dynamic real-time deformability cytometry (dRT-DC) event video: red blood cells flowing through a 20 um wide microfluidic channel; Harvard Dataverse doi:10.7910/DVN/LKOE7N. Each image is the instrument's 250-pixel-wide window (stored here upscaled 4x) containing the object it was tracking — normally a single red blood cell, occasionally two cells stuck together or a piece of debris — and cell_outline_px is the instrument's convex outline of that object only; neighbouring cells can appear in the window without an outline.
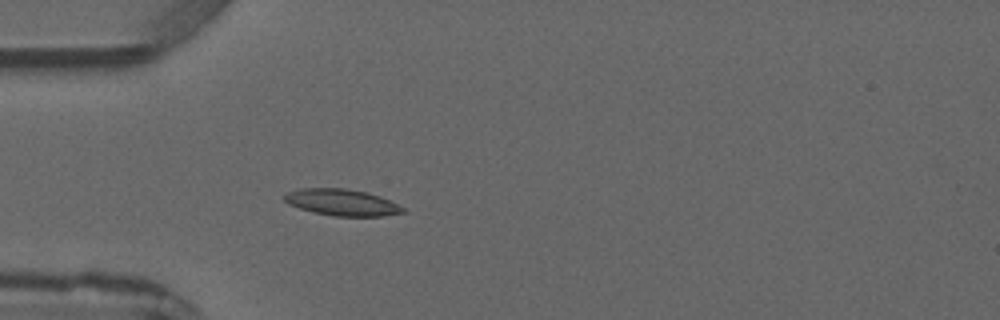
{"species": "common noctule bat (a hibernating species)", "species_latin": "Nyctalus noctula", "temperature_condition": "warm", "stored_images_in_passage": 4, "camera_frame_rate_fps": 3000, "um_per_image_px": 0.085, "animal": {"sex": "male", "forearm_length_mm": 52.5}, "frame": {"image": 1, "passage_image": 4, "time_ms": 3.667, "image_size_px": [1000, 320], "cell_outline_px": [[404, 212], [384, 216], [332, 216], [312, 212], [288, 204], [280, 196], [288, 192], [300, 188], [344, 188], [368, 192], [380, 196], [404, 208]], "centroid_in_image_um": [29.0, 17.2], "position_along_channel_um": 56.0, "area_um2": 18.38}}